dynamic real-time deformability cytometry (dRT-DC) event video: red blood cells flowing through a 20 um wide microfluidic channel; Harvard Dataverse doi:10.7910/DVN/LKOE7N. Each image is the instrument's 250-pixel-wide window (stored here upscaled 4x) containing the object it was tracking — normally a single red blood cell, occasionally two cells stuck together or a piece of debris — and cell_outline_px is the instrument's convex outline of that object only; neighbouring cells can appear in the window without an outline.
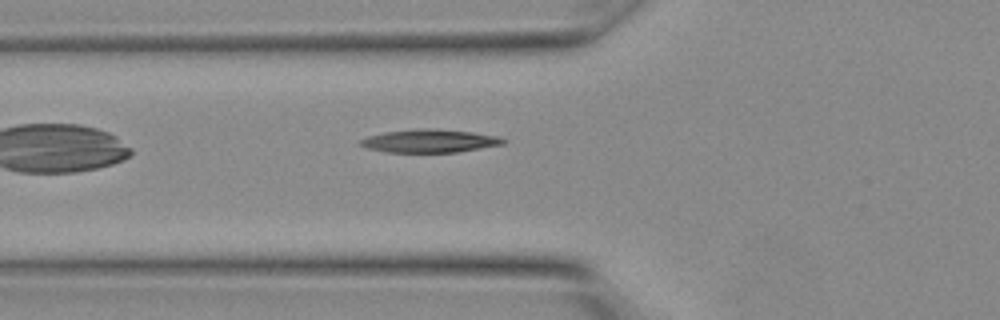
{"species": "Egyptian fruit bat (a non-hibernating species)", "species_latin": "Rousettus aegyptiacus", "temperature_condition": "warm", "stored_images_in_passage": 4, "camera_frame_rate_fps": 3000, "um_per_image_px": 0.085, "animal": {"sex": "female"}, "frame": {"image": 1, "passage_image": 2, "time_ms": 0.333, "image_size_px": [1000, 320], "cell_outline_px": [[508, 140], [504, 144], [456, 152], [388, 152], [368, 148], [356, 144], [360, 140], [368, 136], [384, 132], [412, 128], [428, 128], [472, 132], [496, 136]], "centroid_in_image_um": [36.48, 11.97], "position_along_channel_um": 89.3, "area_um2": 19.25}}
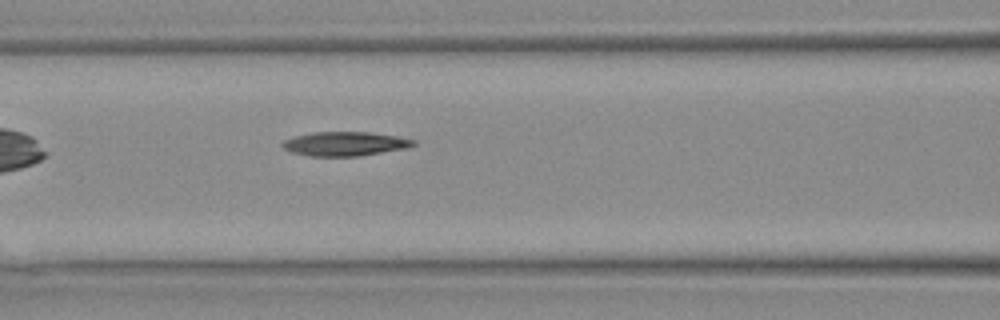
{"frame": {"image": 2, "passage_image": 4, "time_ms": 1.0, "image_size_px": [1000, 320], "cell_outline_px": [[416, 144], [408, 148], [356, 156], [308, 156], [292, 152], [284, 148], [280, 144], [284, 140], [296, 136], [312, 132], [368, 132], [396, 136], [416, 140]], "centroid_in_image_um": [29.32, 12.22], "position_along_channel_um": 137.3, "area_um2": 18.32}}